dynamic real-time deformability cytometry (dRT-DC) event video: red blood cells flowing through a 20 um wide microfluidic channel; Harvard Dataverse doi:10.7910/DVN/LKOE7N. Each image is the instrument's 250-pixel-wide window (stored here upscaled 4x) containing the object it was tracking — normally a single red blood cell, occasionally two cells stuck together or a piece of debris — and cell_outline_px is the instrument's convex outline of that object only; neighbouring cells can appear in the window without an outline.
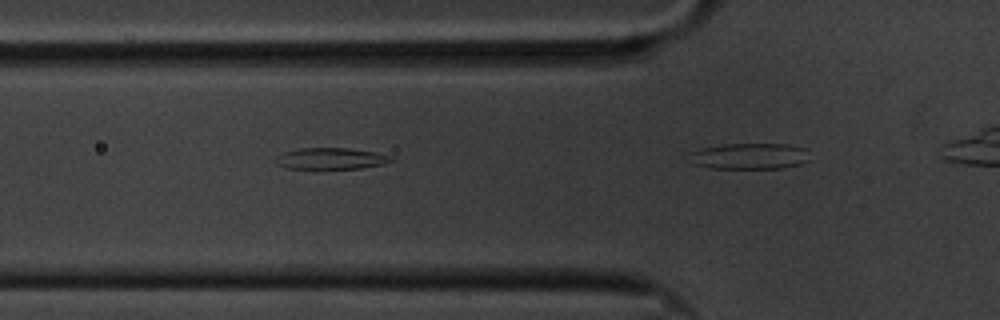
{"species": "common noctule bat (a hibernating species)", "species_latin": "Nyctalus noctula", "temperature_condition": "cold", "stored_images_in_passage": 13, "camera_frame_rate_fps": 3000, "um_per_image_px": 0.085, "animal": {"sex": "male", "body_mass_g": 20.1, "forearm_length_mm": 53.5}, "frame": {"image": 1, "passage_image": 10, "time_ms": 3.0, "image_size_px": [1000, 320], "cell_outline_px": [[392, 160], [384, 164], [360, 168], [320, 172], [312, 172], [288, 168], [276, 164], [272, 160], [276, 156], [284, 152], [300, 148], [348, 148], [376, 152], [392, 156]], "centroid_in_image_um": [28.03, 13.54], "position_along_channel_um": 97.8, "area_um2": 15.49}}